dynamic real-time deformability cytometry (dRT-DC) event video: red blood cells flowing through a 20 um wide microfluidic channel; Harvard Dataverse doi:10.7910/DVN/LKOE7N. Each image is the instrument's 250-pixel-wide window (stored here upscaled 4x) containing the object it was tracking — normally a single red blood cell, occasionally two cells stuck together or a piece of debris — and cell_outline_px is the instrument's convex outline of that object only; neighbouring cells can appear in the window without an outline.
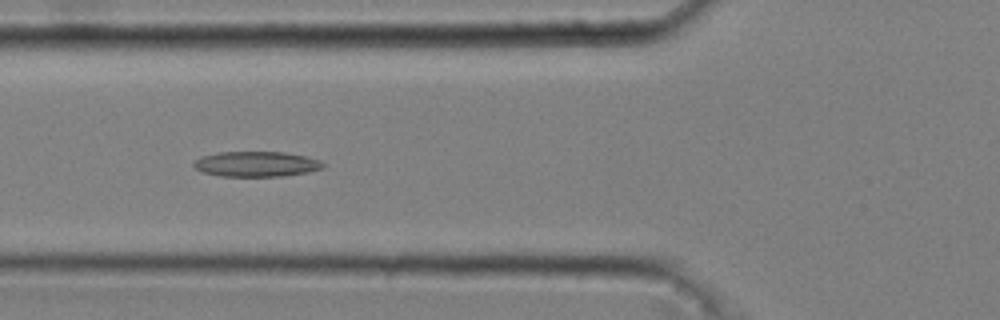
{"species": "common noctule bat (a hibernating species)", "species_latin": "Nyctalus noctula", "temperature_condition": "cold", "stored_images_in_passage": 47, "camera_frame_rate_fps": 3000, "um_per_image_px": 0.085, "animal": {"sex": "male", "body_mass_g": 20.4}, "frame": {"image": 1, "passage_image": 15, "time_ms": 4.667, "image_size_px": [1000, 320], "cell_outline_px": [[328, 164], [324, 168], [308, 172], [284, 176], [220, 176], [200, 172], [192, 164], [200, 156], [220, 152], [284, 152], [304, 156], [320, 160]], "centroid_in_image_um": [21.81, 13.95], "position_along_channel_um": 104.0, "area_um2": 19.19}}
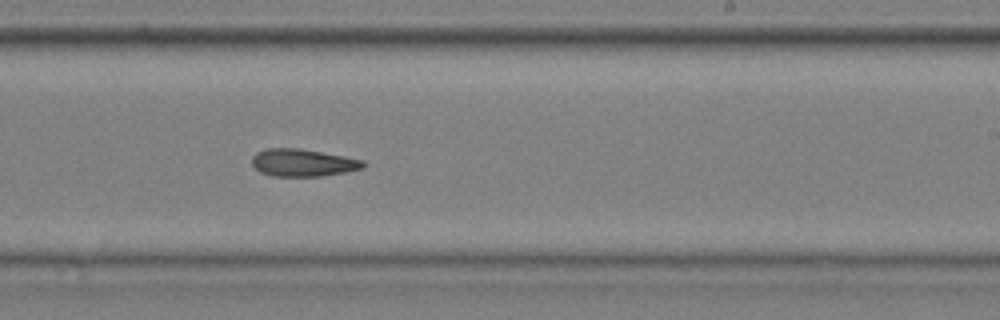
{"frame": {"image": 2, "passage_image": 28, "time_ms": 9.0, "image_size_px": [1000, 320], "cell_outline_px": [[368, 164], [364, 168], [344, 172], [320, 176], [272, 176], [260, 172], [252, 164], [252, 156], [256, 152], [264, 148], [300, 148], [344, 156], [364, 160]], "centroid_in_image_um": [25.75, 13.82], "position_along_channel_um": 263.3, "area_um2": 17.92}}
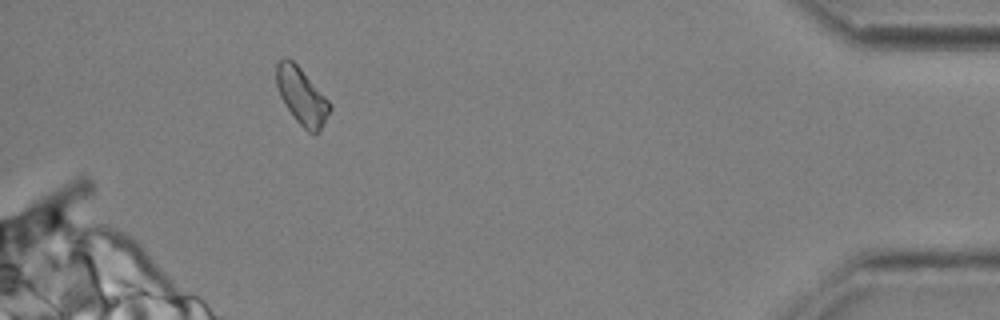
{"frame": {"image": 3, "passage_image": 44, "time_ms": 14.333, "image_size_px": [1000, 320], "cell_outline_px": [[332, 108], [316, 136], [312, 136], [296, 120], [284, 104], [280, 96], [276, 84], [276, 64], [284, 56], [288, 56], [300, 68], [332, 104]], "centroid_in_image_um": [25.64, 8.18], "position_along_channel_um": 409.6, "area_um2": 17.69}, "authors_computed_cell_mechanics": {"area_um2": 17.9758, "velocity_mm_per_s": 3.677, "shape_relaxation_time_tau1_ms": null, "shape_relaxation_time_tau2_ms": 5.2187, "deformation_change_tau1": null, "deformation_change_tau2": 0.1464}}